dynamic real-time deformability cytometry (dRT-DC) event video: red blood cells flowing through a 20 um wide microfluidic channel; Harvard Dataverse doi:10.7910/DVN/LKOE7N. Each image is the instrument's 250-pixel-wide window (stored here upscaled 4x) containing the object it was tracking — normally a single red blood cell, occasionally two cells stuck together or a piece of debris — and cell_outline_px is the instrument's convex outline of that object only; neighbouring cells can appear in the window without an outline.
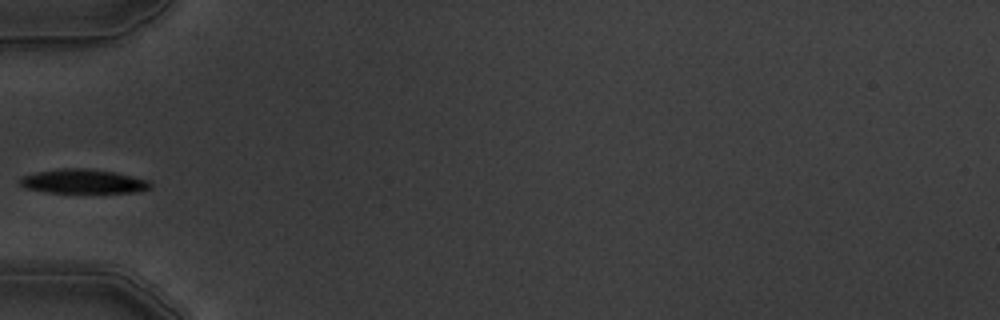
{"species": "common noctule bat (a hibernating species)", "species_latin": "Nyctalus noctula", "temperature_condition": "warm", "stored_images_in_passage": 2, "camera_frame_rate_fps": 3000, "um_per_image_px": 0.085, "animal": {"sex": "male", "body_mass_g": 19.5, "forearm_length_mm": 54.6}, "frame": {"image": 1, "passage_image": 2, "time_ms": 2.0, "image_size_px": [1000, 320], "cell_outline_px": [[152, 188], [140, 192], [48, 192], [24, 188], [20, 184], [20, 176], [36, 172], [60, 168], [88, 168], [116, 172], [148, 180], [152, 184]], "centroid_in_image_um": [7.08, 15.41], "position_along_channel_um": 77.9, "area_um2": 18.5}}